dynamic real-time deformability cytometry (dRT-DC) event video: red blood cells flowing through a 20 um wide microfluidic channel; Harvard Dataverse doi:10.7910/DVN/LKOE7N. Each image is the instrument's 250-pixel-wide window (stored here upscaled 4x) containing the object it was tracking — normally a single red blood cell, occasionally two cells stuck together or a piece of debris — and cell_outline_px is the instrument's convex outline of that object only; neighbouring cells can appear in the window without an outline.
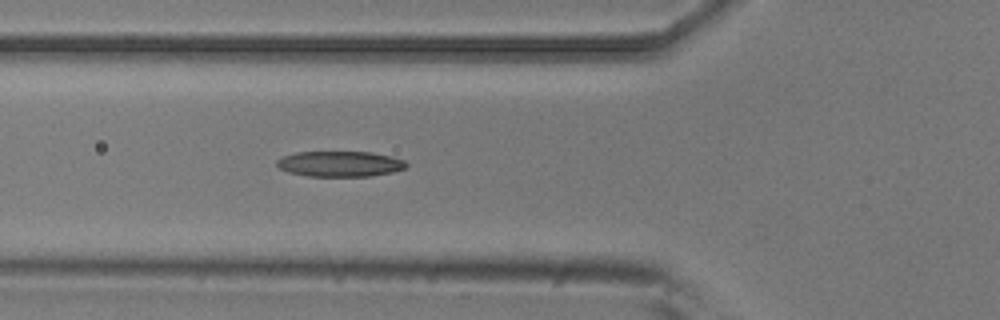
{"species": "common noctule bat (a hibernating species)", "species_latin": "Nyctalus noctula", "temperature_condition": "room temperature", "stored_images_in_passage": 4, "segment_of_instrument_passage": [1, 2], "camera_frame_rate_fps": 3000, "um_per_image_px": 0.085, "animal": {"sex": "male", "body_mass_g": 20.5, "forearm_length_mm": 52.5}, "frame": {"image": 1, "passage_image": 3, "time_ms": 0.667, "image_size_px": [1000, 320], "cell_outline_px": [[408, 164], [404, 168], [392, 172], [372, 176], [308, 176], [288, 172], [280, 168], [276, 164], [276, 160], [280, 156], [296, 152], [372, 152], [392, 156], [404, 160]], "centroid_in_image_um": [28.88, 13.92], "position_along_channel_um": 96.9, "area_um2": 19.36}}